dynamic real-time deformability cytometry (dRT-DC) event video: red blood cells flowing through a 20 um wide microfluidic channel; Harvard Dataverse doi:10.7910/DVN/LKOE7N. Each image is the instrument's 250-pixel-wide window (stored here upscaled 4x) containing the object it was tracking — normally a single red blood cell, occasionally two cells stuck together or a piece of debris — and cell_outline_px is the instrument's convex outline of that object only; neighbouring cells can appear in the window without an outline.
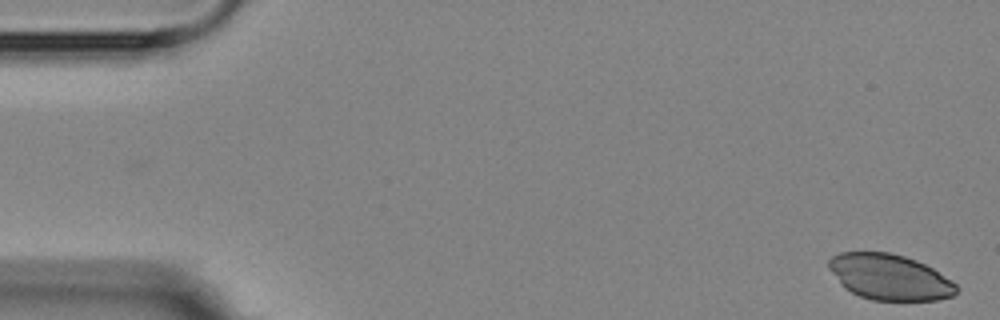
{"species": "Egyptian fruit bat (a non-hibernating species)", "species_latin": "Rousettus aegyptiacus", "temperature_condition": "room temperature", "stored_images_in_passage": 3, "camera_frame_rate_fps": 3000, "um_per_image_px": 0.085, "animal": {"sex": "female"}, "frame": {"image": 1, "passage_image": 1, "time_ms": 0.0, "image_size_px": [1000, 320], "cell_outline_px": [[960, 288], [952, 296], [936, 300], [872, 300], [860, 296], [844, 288], [840, 284], [828, 268], [828, 260], [832, 256], [840, 252], [888, 252], [904, 256], [916, 260], [932, 268], [952, 280]], "centroid_in_image_um": [75.61, 23.55], "position_along_channel_um": 9.4, "area_um2": 34.04}}